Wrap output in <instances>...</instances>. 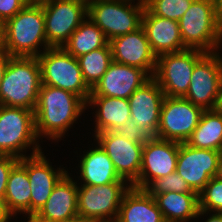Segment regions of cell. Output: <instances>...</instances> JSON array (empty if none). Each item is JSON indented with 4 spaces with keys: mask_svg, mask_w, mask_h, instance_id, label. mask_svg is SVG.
Returning a JSON list of instances; mask_svg holds the SVG:
<instances>
[{
    "mask_svg": "<svg viewBox=\"0 0 222 222\" xmlns=\"http://www.w3.org/2000/svg\"><path fill=\"white\" fill-rule=\"evenodd\" d=\"M86 107L79 96L42 84L34 110L37 137L48 136L55 141L61 139Z\"/></svg>",
    "mask_w": 222,
    "mask_h": 222,
    "instance_id": "cell-1",
    "label": "cell"
},
{
    "mask_svg": "<svg viewBox=\"0 0 222 222\" xmlns=\"http://www.w3.org/2000/svg\"><path fill=\"white\" fill-rule=\"evenodd\" d=\"M3 36L4 51L11 57H38L41 45L44 51L50 48L45 35L42 4L27 3L3 24Z\"/></svg>",
    "mask_w": 222,
    "mask_h": 222,
    "instance_id": "cell-2",
    "label": "cell"
},
{
    "mask_svg": "<svg viewBox=\"0 0 222 222\" xmlns=\"http://www.w3.org/2000/svg\"><path fill=\"white\" fill-rule=\"evenodd\" d=\"M41 85L37 57H11L0 84V105L34 111Z\"/></svg>",
    "mask_w": 222,
    "mask_h": 222,
    "instance_id": "cell-3",
    "label": "cell"
},
{
    "mask_svg": "<svg viewBox=\"0 0 222 222\" xmlns=\"http://www.w3.org/2000/svg\"><path fill=\"white\" fill-rule=\"evenodd\" d=\"M178 24L187 49L218 52L222 43V24L217 20L214 0H193Z\"/></svg>",
    "mask_w": 222,
    "mask_h": 222,
    "instance_id": "cell-4",
    "label": "cell"
},
{
    "mask_svg": "<svg viewBox=\"0 0 222 222\" xmlns=\"http://www.w3.org/2000/svg\"><path fill=\"white\" fill-rule=\"evenodd\" d=\"M90 0L87 2V18H90L105 34L108 41L134 32L142 27L144 0Z\"/></svg>",
    "mask_w": 222,
    "mask_h": 222,
    "instance_id": "cell-5",
    "label": "cell"
},
{
    "mask_svg": "<svg viewBox=\"0 0 222 222\" xmlns=\"http://www.w3.org/2000/svg\"><path fill=\"white\" fill-rule=\"evenodd\" d=\"M37 58L42 84L69 91L87 103L91 88L84 81L77 58L63 47H50Z\"/></svg>",
    "mask_w": 222,
    "mask_h": 222,
    "instance_id": "cell-6",
    "label": "cell"
},
{
    "mask_svg": "<svg viewBox=\"0 0 222 222\" xmlns=\"http://www.w3.org/2000/svg\"><path fill=\"white\" fill-rule=\"evenodd\" d=\"M37 140L33 110L0 105V155L21 159L27 157L21 152L32 145L31 155L38 154L42 150Z\"/></svg>",
    "mask_w": 222,
    "mask_h": 222,
    "instance_id": "cell-7",
    "label": "cell"
},
{
    "mask_svg": "<svg viewBox=\"0 0 222 222\" xmlns=\"http://www.w3.org/2000/svg\"><path fill=\"white\" fill-rule=\"evenodd\" d=\"M130 187L125 180L102 186H79L77 192L78 217L90 222L116 221L122 197Z\"/></svg>",
    "mask_w": 222,
    "mask_h": 222,
    "instance_id": "cell-8",
    "label": "cell"
},
{
    "mask_svg": "<svg viewBox=\"0 0 222 222\" xmlns=\"http://www.w3.org/2000/svg\"><path fill=\"white\" fill-rule=\"evenodd\" d=\"M206 53L197 49L159 55L153 79L167 97H184L189 89L195 64Z\"/></svg>",
    "mask_w": 222,
    "mask_h": 222,
    "instance_id": "cell-9",
    "label": "cell"
},
{
    "mask_svg": "<svg viewBox=\"0 0 222 222\" xmlns=\"http://www.w3.org/2000/svg\"><path fill=\"white\" fill-rule=\"evenodd\" d=\"M87 0L42 2L45 35L51 47H62L87 16Z\"/></svg>",
    "mask_w": 222,
    "mask_h": 222,
    "instance_id": "cell-10",
    "label": "cell"
},
{
    "mask_svg": "<svg viewBox=\"0 0 222 222\" xmlns=\"http://www.w3.org/2000/svg\"><path fill=\"white\" fill-rule=\"evenodd\" d=\"M206 53L194 66L189 89L184 96L204 110L218 109L222 86V57Z\"/></svg>",
    "mask_w": 222,
    "mask_h": 222,
    "instance_id": "cell-11",
    "label": "cell"
},
{
    "mask_svg": "<svg viewBox=\"0 0 222 222\" xmlns=\"http://www.w3.org/2000/svg\"><path fill=\"white\" fill-rule=\"evenodd\" d=\"M205 110L184 97H164L156 137L185 143Z\"/></svg>",
    "mask_w": 222,
    "mask_h": 222,
    "instance_id": "cell-12",
    "label": "cell"
},
{
    "mask_svg": "<svg viewBox=\"0 0 222 222\" xmlns=\"http://www.w3.org/2000/svg\"><path fill=\"white\" fill-rule=\"evenodd\" d=\"M220 151L199 149L180 143L176 172L199 194L209 180L217 175Z\"/></svg>",
    "mask_w": 222,
    "mask_h": 222,
    "instance_id": "cell-13",
    "label": "cell"
},
{
    "mask_svg": "<svg viewBox=\"0 0 222 222\" xmlns=\"http://www.w3.org/2000/svg\"><path fill=\"white\" fill-rule=\"evenodd\" d=\"M179 142L150 137L144 144L138 180L132 185L146 189L157 178L176 172Z\"/></svg>",
    "mask_w": 222,
    "mask_h": 222,
    "instance_id": "cell-14",
    "label": "cell"
},
{
    "mask_svg": "<svg viewBox=\"0 0 222 222\" xmlns=\"http://www.w3.org/2000/svg\"><path fill=\"white\" fill-rule=\"evenodd\" d=\"M95 139L113 162L119 177L132 186L139 177L144 144H138L112 131L100 132Z\"/></svg>",
    "mask_w": 222,
    "mask_h": 222,
    "instance_id": "cell-15",
    "label": "cell"
},
{
    "mask_svg": "<svg viewBox=\"0 0 222 222\" xmlns=\"http://www.w3.org/2000/svg\"><path fill=\"white\" fill-rule=\"evenodd\" d=\"M112 61L135 66L153 77L157 56L153 53L144 29L118 36L109 41Z\"/></svg>",
    "mask_w": 222,
    "mask_h": 222,
    "instance_id": "cell-16",
    "label": "cell"
},
{
    "mask_svg": "<svg viewBox=\"0 0 222 222\" xmlns=\"http://www.w3.org/2000/svg\"><path fill=\"white\" fill-rule=\"evenodd\" d=\"M150 78L141 68L112 61L105 74L91 89L90 96L128 99Z\"/></svg>",
    "mask_w": 222,
    "mask_h": 222,
    "instance_id": "cell-17",
    "label": "cell"
},
{
    "mask_svg": "<svg viewBox=\"0 0 222 222\" xmlns=\"http://www.w3.org/2000/svg\"><path fill=\"white\" fill-rule=\"evenodd\" d=\"M165 94L151 77L128 98L131 119L151 137H156Z\"/></svg>",
    "mask_w": 222,
    "mask_h": 222,
    "instance_id": "cell-18",
    "label": "cell"
},
{
    "mask_svg": "<svg viewBox=\"0 0 222 222\" xmlns=\"http://www.w3.org/2000/svg\"><path fill=\"white\" fill-rule=\"evenodd\" d=\"M26 171L31 186V216H35L49 199L59 180L67 173L64 168L57 171L43 152L26 157Z\"/></svg>",
    "mask_w": 222,
    "mask_h": 222,
    "instance_id": "cell-19",
    "label": "cell"
},
{
    "mask_svg": "<svg viewBox=\"0 0 222 222\" xmlns=\"http://www.w3.org/2000/svg\"><path fill=\"white\" fill-rule=\"evenodd\" d=\"M142 28L157 57L187 49L181 39L178 22L154 15L146 7L142 17Z\"/></svg>",
    "mask_w": 222,
    "mask_h": 222,
    "instance_id": "cell-20",
    "label": "cell"
},
{
    "mask_svg": "<svg viewBox=\"0 0 222 222\" xmlns=\"http://www.w3.org/2000/svg\"><path fill=\"white\" fill-rule=\"evenodd\" d=\"M77 192V182L67 172L35 217L45 222H65L78 217Z\"/></svg>",
    "mask_w": 222,
    "mask_h": 222,
    "instance_id": "cell-21",
    "label": "cell"
},
{
    "mask_svg": "<svg viewBox=\"0 0 222 222\" xmlns=\"http://www.w3.org/2000/svg\"><path fill=\"white\" fill-rule=\"evenodd\" d=\"M117 222H165L154 197L131 186L123 195Z\"/></svg>",
    "mask_w": 222,
    "mask_h": 222,
    "instance_id": "cell-22",
    "label": "cell"
},
{
    "mask_svg": "<svg viewBox=\"0 0 222 222\" xmlns=\"http://www.w3.org/2000/svg\"><path fill=\"white\" fill-rule=\"evenodd\" d=\"M31 186L26 171V157L12 167L4 195V206L12 217L18 213L31 216Z\"/></svg>",
    "mask_w": 222,
    "mask_h": 222,
    "instance_id": "cell-23",
    "label": "cell"
},
{
    "mask_svg": "<svg viewBox=\"0 0 222 222\" xmlns=\"http://www.w3.org/2000/svg\"><path fill=\"white\" fill-rule=\"evenodd\" d=\"M96 106L95 135L112 131L131 118L129 100L107 96H89L86 106Z\"/></svg>",
    "mask_w": 222,
    "mask_h": 222,
    "instance_id": "cell-24",
    "label": "cell"
},
{
    "mask_svg": "<svg viewBox=\"0 0 222 222\" xmlns=\"http://www.w3.org/2000/svg\"><path fill=\"white\" fill-rule=\"evenodd\" d=\"M95 149L87 150L80 160L82 185L102 186L123 180L117 174L113 162L103 148L97 144Z\"/></svg>",
    "mask_w": 222,
    "mask_h": 222,
    "instance_id": "cell-25",
    "label": "cell"
},
{
    "mask_svg": "<svg viewBox=\"0 0 222 222\" xmlns=\"http://www.w3.org/2000/svg\"><path fill=\"white\" fill-rule=\"evenodd\" d=\"M165 222H187L197 218L199 199L197 193L166 192L154 196Z\"/></svg>",
    "mask_w": 222,
    "mask_h": 222,
    "instance_id": "cell-26",
    "label": "cell"
},
{
    "mask_svg": "<svg viewBox=\"0 0 222 222\" xmlns=\"http://www.w3.org/2000/svg\"><path fill=\"white\" fill-rule=\"evenodd\" d=\"M185 143L199 149L222 152V111L205 110L199 124Z\"/></svg>",
    "mask_w": 222,
    "mask_h": 222,
    "instance_id": "cell-27",
    "label": "cell"
},
{
    "mask_svg": "<svg viewBox=\"0 0 222 222\" xmlns=\"http://www.w3.org/2000/svg\"><path fill=\"white\" fill-rule=\"evenodd\" d=\"M108 43L104 32L90 18H86L62 47L78 58L95 49L105 47Z\"/></svg>",
    "mask_w": 222,
    "mask_h": 222,
    "instance_id": "cell-28",
    "label": "cell"
},
{
    "mask_svg": "<svg viewBox=\"0 0 222 222\" xmlns=\"http://www.w3.org/2000/svg\"><path fill=\"white\" fill-rule=\"evenodd\" d=\"M77 59L84 81L92 89L105 74L112 62L111 46L108 43L105 47L83 54Z\"/></svg>",
    "mask_w": 222,
    "mask_h": 222,
    "instance_id": "cell-29",
    "label": "cell"
},
{
    "mask_svg": "<svg viewBox=\"0 0 222 222\" xmlns=\"http://www.w3.org/2000/svg\"><path fill=\"white\" fill-rule=\"evenodd\" d=\"M199 211L197 217L209 212L222 213V180L212 177L198 194Z\"/></svg>",
    "mask_w": 222,
    "mask_h": 222,
    "instance_id": "cell-30",
    "label": "cell"
},
{
    "mask_svg": "<svg viewBox=\"0 0 222 222\" xmlns=\"http://www.w3.org/2000/svg\"><path fill=\"white\" fill-rule=\"evenodd\" d=\"M144 2L152 14L178 22L193 0H144Z\"/></svg>",
    "mask_w": 222,
    "mask_h": 222,
    "instance_id": "cell-31",
    "label": "cell"
},
{
    "mask_svg": "<svg viewBox=\"0 0 222 222\" xmlns=\"http://www.w3.org/2000/svg\"><path fill=\"white\" fill-rule=\"evenodd\" d=\"M145 190L153 197L166 192L196 193L177 172L157 178Z\"/></svg>",
    "mask_w": 222,
    "mask_h": 222,
    "instance_id": "cell-32",
    "label": "cell"
},
{
    "mask_svg": "<svg viewBox=\"0 0 222 222\" xmlns=\"http://www.w3.org/2000/svg\"><path fill=\"white\" fill-rule=\"evenodd\" d=\"M112 132L126 137L138 144H145L151 137L143 128L139 127L131 118L123 125L115 127Z\"/></svg>",
    "mask_w": 222,
    "mask_h": 222,
    "instance_id": "cell-33",
    "label": "cell"
},
{
    "mask_svg": "<svg viewBox=\"0 0 222 222\" xmlns=\"http://www.w3.org/2000/svg\"><path fill=\"white\" fill-rule=\"evenodd\" d=\"M19 161L18 158L8 155H0V198L4 200L7 181L12 167Z\"/></svg>",
    "mask_w": 222,
    "mask_h": 222,
    "instance_id": "cell-34",
    "label": "cell"
},
{
    "mask_svg": "<svg viewBox=\"0 0 222 222\" xmlns=\"http://www.w3.org/2000/svg\"><path fill=\"white\" fill-rule=\"evenodd\" d=\"M27 3V0H0V22L4 24L13 18Z\"/></svg>",
    "mask_w": 222,
    "mask_h": 222,
    "instance_id": "cell-35",
    "label": "cell"
},
{
    "mask_svg": "<svg viewBox=\"0 0 222 222\" xmlns=\"http://www.w3.org/2000/svg\"><path fill=\"white\" fill-rule=\"evenodd\" d=\"M10 58L11 56L5 51L0 53V84L1 81L3 80V76Z\"/></svg>",
    "mask_w": 222,
    "mask_h": 222,
    "instance_id": "cell-36",
    "label": "cell"
},
{
    "mask_svg": "<svg viewBox=\"0 0 222 222\" xmlns=\"http://www.w3.org/2000/svg\"><path fill=\"white\" fill-rule=\"evenodd\" d=\"M10 219L11 217L5 209L4 202L0 198V222H9Z\"/></svg>",
    "mask_w": 222,
    "mask_h": 222,
    "instance_id": "cell-37",
    "label": "cell"
},
{
    "mask_svg": "<svg viewBox=\"0 0 222 222\" xmlns=\"http://www.w3.org/2000/svg\"><path fill=\"white\" fill-rule=\"evenodd\" d=\"M214 7L217 20L222 24V0H214Z\"/></svg>",
    "mask_w": 222,
    "mask_h": 222,
    "instance_id": "cell-38",
    "label": "cell"
},
{
    "mask_svg": "<svg viewBox=\"0 0 222 222\" xmlns=\"http://www.w3.org/2000/svg\"><path fill=\"white\" fill-rule=\"evenodd\" d=\"M205 222H222V213L214 212Z\"/></svg>",
    "mask_w": 222,
    "mask_h": 222,
    "instance_id": "cell-39",
    "label": "cell"
},
{
    "mask_svg": "<svg viewBox=\"0 0 222 222\" xmlns=\"http://www.w3.org/2000/svg\"><path fill=\"white\" fill-rule=\"evenodd\" d=\"M4 51L3 23L0 22V53Z\"/></svg>",
    "mask_w": 222,
    "mask_h": 222,
    "instance_id": "cell-40",
    "label": "cell"
},
{
    "mask_svg": "<svg viewBox=\"0 0 222 222\" xmlns=\"http://www.w3.org/2000/svg\"><path fill=\"white\" fill-rule=\"evenodd\" d=\"M216 177L222 180V153L218 161V171Z\"/></svg>",
    "mask_w": 222,
    "mask_h": 222,
    "instance_id": "cell-41",
    "label": "cell"
},
{
    "mask_svg": "<svg viewBox=\"0 0 222 222\" xmlns=\"http://www.w3.org/2000/svg\"><path fill=\"white\" fill-rule=\"evenodd\" d=\"M65 222H90V221L85 220L82 217H76L74 219H71V220H68V221H65Z\"/></svg>",
    "mask_w": 222,
    "mask_h": 222,
    "instance_id": "cell-42",
    "label": "cell"
},
{
    "mask_svg": "<svg viewBox=\"0 0 222 222\" xmlns=\"http://www.w3.org/2000/svg\"><path fill=\"white\" fill-rule=\"evenodd\" d=\"M28 218L29 219L27 222H45V221H42V220L36 218L35 216H29Z\"/></svg>",
    "mask_w": 222,
    "mask_h": 222,
    "instance_id": "cell-43",
    "label": "cell"
},
{
    "mask_svg": "<svg viewBox=\"0 0 222 222\" xmlns=\"http://www.w3.org/2000/svg\"><path fill=\"white\" fill-rule=\"evenodd\" d=\"M28 3H42V2H45L47 0H27Z\"/></svg>",
    "mask_w": 222,
    "mask_h": 222,
    "instance_id": "cell-44",
    "label": "cell"
},
{
    "mask_svg": "<svg viewBox=\"0 0 222 222\" xmlns=\"http://www.w3.org/2000/svg\"><path fill=\"white\" fill-rule=\"evenodd\" d=\"M218 109H220L222 111V86H221V97H220Z\"/></svg>",
    "mask_w": 222,
    "mask_h": 222,
    "instance_id": "cell-45",
    "label": "cell"
}]
</instances>
